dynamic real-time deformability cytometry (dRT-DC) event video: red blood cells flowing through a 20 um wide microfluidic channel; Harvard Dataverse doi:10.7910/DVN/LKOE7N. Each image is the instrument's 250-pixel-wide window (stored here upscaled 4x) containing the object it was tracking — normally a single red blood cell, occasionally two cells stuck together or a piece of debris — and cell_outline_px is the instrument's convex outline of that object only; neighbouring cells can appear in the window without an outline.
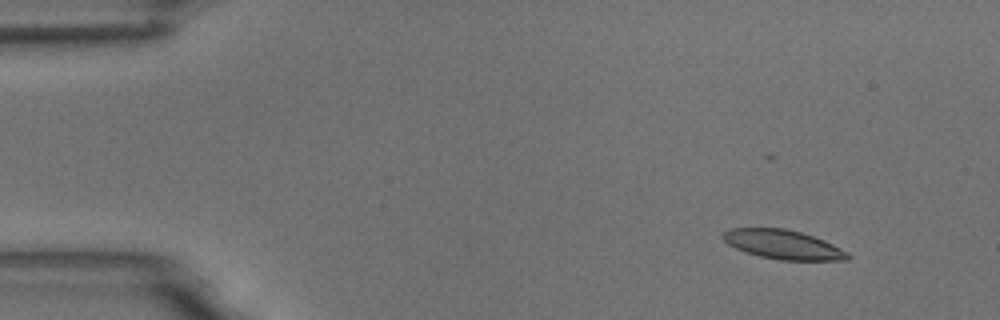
{"species": "common noctule bat (a hibernating species)", "species_latin": "Nyctalus noctula", "temperature_condition": "room temperature", "stored_images_in_passage": 7, "camera_frame_rate_fps": 3000, "um_per_image_px": 0.085, "animal": {"sex": "male", "body_mass_g": 18.8}, "frame": {"image": 1, "passage_image": 2, "time_ms": 1.333, "image_size_px": [1000, 320], "cell_outline_px": [[852, 256], [848, 260], [780, 260], [760, 256], [736, 248], [728, 244], [720, 236], [728, 228], [784, 228], [800, 232], [824, 240], [848, 252]], "centroid_in_image_um": [66.56, 20.78], "position_along_channel_um": 18.4, "area_um2": 21.1}}